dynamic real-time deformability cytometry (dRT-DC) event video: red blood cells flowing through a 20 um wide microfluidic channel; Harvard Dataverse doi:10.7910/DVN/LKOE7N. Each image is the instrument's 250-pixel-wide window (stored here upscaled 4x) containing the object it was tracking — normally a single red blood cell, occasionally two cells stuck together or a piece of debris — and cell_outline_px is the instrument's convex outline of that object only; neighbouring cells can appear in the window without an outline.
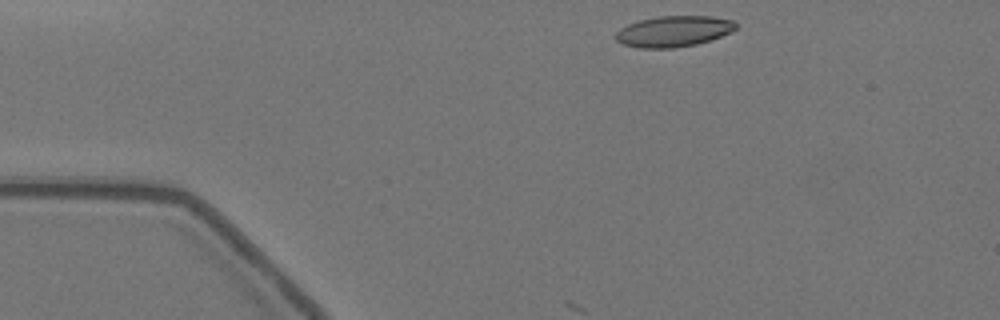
{"species": "Egyptian fruit bat (a non-hibernating species)", "species_latin": "Rousettus aegyptiacus", "temperature_condition": "warm", "stored_images_in_passage": 18, "camera_frame_rate_fps": 3000, "um_per_image_px": 0.085, "animal": {"sex": "female"}, "frame": {"image": 1, "passage_image": 1, "time_ms": 0.0, "image_size_px": [1000, 320], "cell_outline_px": [[736, 28], [732, 32], [696, 44], [672, 48], [640, 48], [624, 44], [616, 40], [612, 36], [620, 28], [628, 24], [640, 20], [660, 16], [712, 16], [732, 20], [736, 24]], "centroid_in_image_um": [57.23, 2.66], "position_along_channel_um": 27.8, "area_um2": 21.56}}
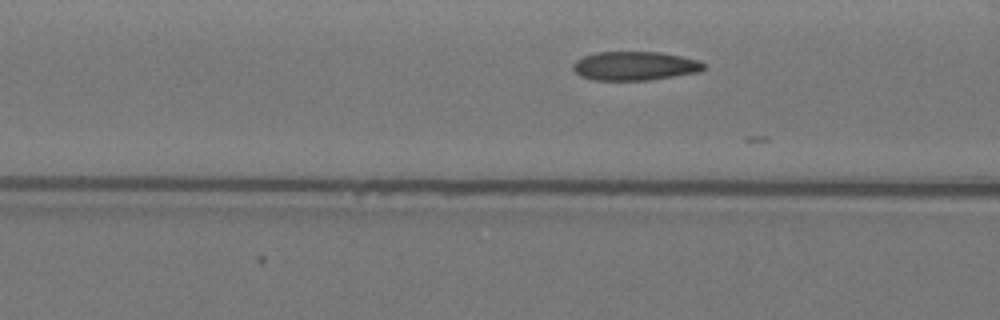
{"frame": {"image": 2, "passage_image": 13, "time_ms": 4.0, "image_size_px": [1000, 320], "cell_outline_px": [[708, 68], [700, 72], [648, 80], [592, 80], [580, 76], [572, 68], [572, 64], [576, 60], [584, 56], [596, 52], [660, 52], [700, 60]], "centroid_in_image_um": [53.97, 5.6], "position_along_channel_um": 112.6, "area_um2": 22.14}}
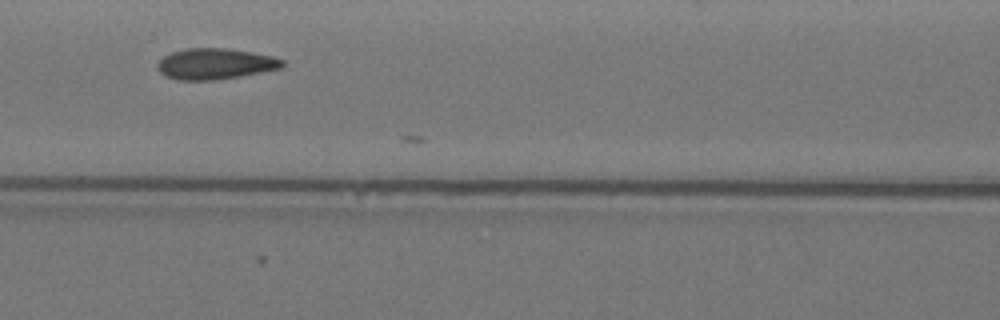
{"frame": {"image": 3, "passage_image": 16, "time_ms": 5.0, "image_size_px": [1000, 320], "cell_outline_px": [[284, 64], [280, 68], [240, 76], [212, 80], [180, 80], [164, 76], [156, 68], [156, 64], [164, 56], [172, 52], [188, 48], [224, 48], [252, 52], [272, 56], [284, 60]], "centroid_in_image_um": [18.26, 5.42], "position_along_channel_um": 148.3, "area_um2": 22.37}}